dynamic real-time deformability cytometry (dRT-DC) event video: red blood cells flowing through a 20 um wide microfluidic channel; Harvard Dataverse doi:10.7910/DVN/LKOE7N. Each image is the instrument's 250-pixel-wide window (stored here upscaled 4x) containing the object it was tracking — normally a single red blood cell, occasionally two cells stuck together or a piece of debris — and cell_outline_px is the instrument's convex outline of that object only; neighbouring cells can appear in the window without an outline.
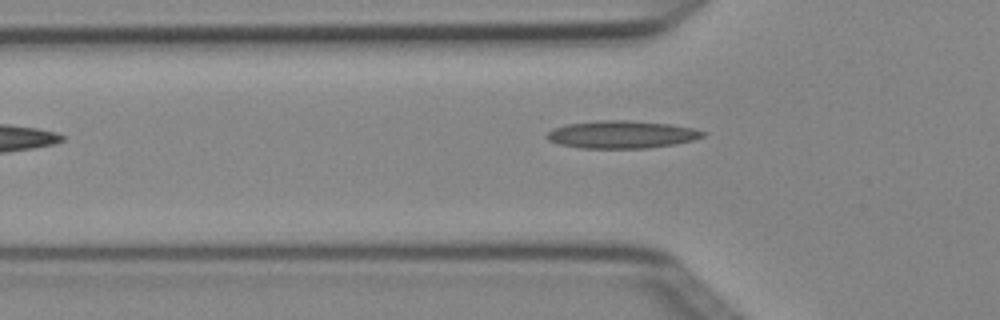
{"species": "Egyptian fruit bat (a non-hibernating species)", "species_latin": "Rousettus aegyptiacus", "temperature_condition": "cold", "stored_images_in_passage": 5, "camera_frame_rate_fps": 3000, "um_per_image_px": 0.085, "animal": {"sex": "female"}, "frame": {"image": 1, "passage_image": 4, "time_ms": 1.0, "image_size_px": [1000, 320], "cell_outline_px": [[704, 136], [692, 140], [676, 144], [648, 148], [580, 148], [560, 144], [548, 140], [544, 136], [552, 128], [568, 124], [596, 120], [628, 120], [672, 124], [692, 128], [704, 132]], "centroid_in_image_um": [52.81, 11.43], "position_along_channel_um": 73.0, "area_um2": 25.14}}
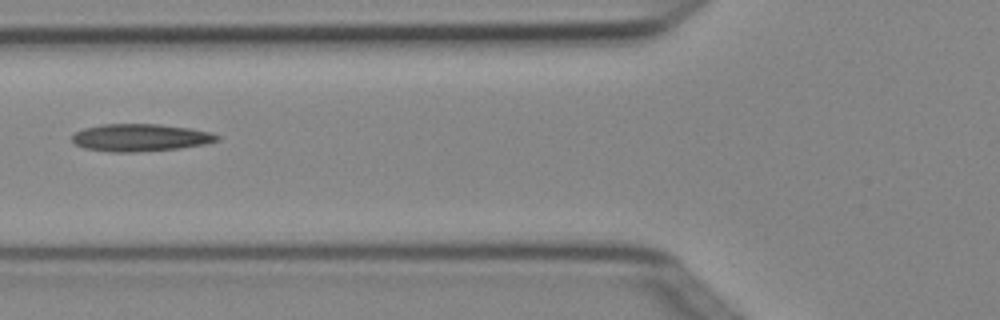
{"frame": {"image": 2, "passage_image": 5, "time_ms": 1.333, "image_size_px": [1000, 320], "cell_outline_px": [[220, 140], [208, 144], [180, 148], [132, 152], [112, 152], [84, 148], [76, 144], [72, 140], [72, 136], [76, 132], [84, 128], [104, 124], [160, 124], [188, 128], [212, 132], [220, 136]], "centroid_in_image_um": [11.98, 11.69], "position_along_channel_um": 113.8, "area_um2": 23.18}}